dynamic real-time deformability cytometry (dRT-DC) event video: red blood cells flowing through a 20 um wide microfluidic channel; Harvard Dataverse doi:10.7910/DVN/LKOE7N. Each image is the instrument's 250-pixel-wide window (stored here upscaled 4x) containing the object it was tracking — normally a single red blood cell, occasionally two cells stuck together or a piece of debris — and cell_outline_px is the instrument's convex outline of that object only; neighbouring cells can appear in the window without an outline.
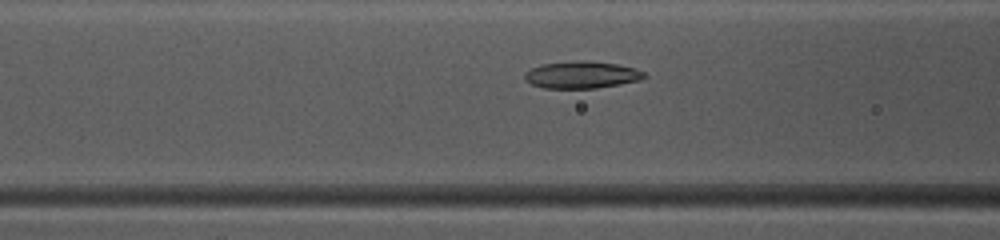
{"species": "common noctule bat (a hibernating species)", "species_latin": "Nyctalus noctula", "temperature_condition": "warm", "stored_images_in_passage": 34, "camera_frame_rate_fps": 3000, "um_per_image_px": 0.085, "animal": {"sex": "female", "body_mass_g": 10.0, "forearm_length_mm": 53.1}, "frame": {"image": 1, "passage_image": 10, "time_ms": 3.0, "image_size_px": [1000, 240], "cell_outline_px": [[648, 76], [640, 80], [620, 84], [596, 88], [544, 88], [532, 84], [524, 80], [524, 72], [532, 68], [544, 64], [576, 60], [584, 60], [620, 64], [636, 68], [644, 72]], "centroid_in_image_um": [49.47, 6.35], "position_along_channel_um": 117.1, "area_um2": 19.02}}
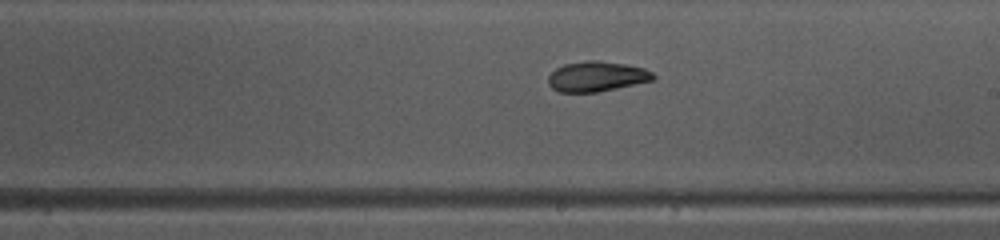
{"frame": {"image": 2, "passage_image": 19, "time_ms": 6.0, "image_size_px": [1000, 240], "cell_outline_px": [[656, 76], [652, 80], [616, 88], [596, 92], [560, 92], [552, 88], [548, 84], [548, 76], [556, 68], [564, 64], [588, 60], [600, 60], [624, 64], [644, 68], [652, 72]], "centroid_in_image_um": [50.69, 6.49], "position_along_channel_um": 238.3, "area_um2": 18.32}}
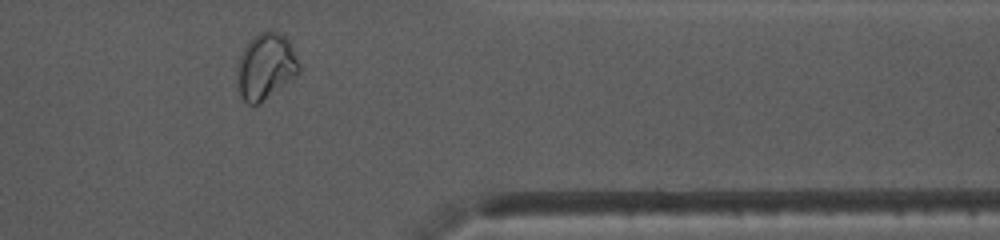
{"frame": {"image": 3, "passage_image": 31, "time_ms": 10.0, "image_size_px": [1000, 240], "cell_outline_px": [[300, 72], [296, 76], [256, 104], [248, 104], [240, 96], [236, 68], [240, 56], [248, 40], [252, 36], [260, 32], [276, 32], [284, 36], [288, 40], [300, 64]], "centroid_in_image_um": [22.57, 5.62], "position_along_channel_um": 388.8, "area_um2": 23.41}, "authors_computed_cell_mechanics": {"area_um2": 18.8428, "velocity_mm_per_s": 4.0316, "shape_relaxation_time_tau1_ms": null, "shape_relaxation_time_tau2_ms": 3.4258, "deformation_change_tau1": null, "deformation_change_tau2": 0.0554}}